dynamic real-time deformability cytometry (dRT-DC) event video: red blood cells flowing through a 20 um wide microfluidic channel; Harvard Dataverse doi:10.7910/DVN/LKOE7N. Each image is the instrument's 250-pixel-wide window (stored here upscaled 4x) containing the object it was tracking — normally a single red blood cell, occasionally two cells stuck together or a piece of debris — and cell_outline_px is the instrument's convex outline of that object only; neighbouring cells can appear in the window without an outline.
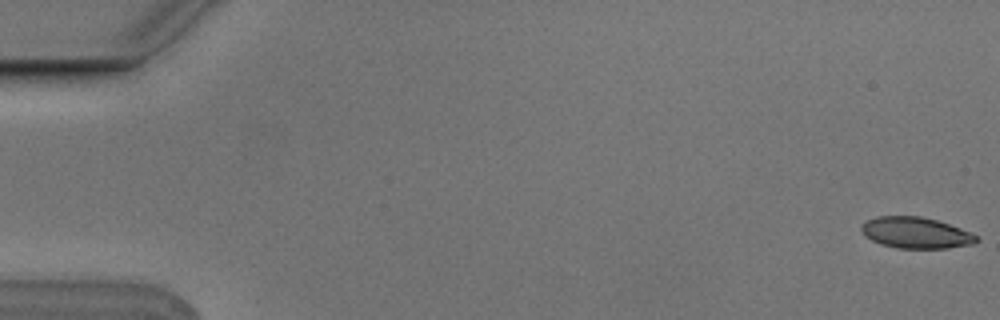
{"species": "Egyptian fruit bat (a non-hibernating species)", "species_latin": "Rousettus aegyptiacus", "temperature_condition": "cold", "stored_images_in_passage": 6, "segment_of_instrument_passage": [2, 2], "camera_frame_rate_fps": 3000, "um_per_image_px": 0.085, "animal": {"sex": "male"}, "frame": {"image": 1, "passage_image": 6, "time_ms": 1.667, "image_size_px": [1000, 320], "cell_outline_px": [[980, 240], [972, 244], [948, 248], [896, 248], [880, 244], [864, 236], [860, 232], [860, 224], [876, 216], [920, 216], [936, 220], [960, 228], [976, 236]], "centroid_in_image_um": [77.78, 19.79], "position_along_channel_um": 7.2, "area_um2": 20.92}}